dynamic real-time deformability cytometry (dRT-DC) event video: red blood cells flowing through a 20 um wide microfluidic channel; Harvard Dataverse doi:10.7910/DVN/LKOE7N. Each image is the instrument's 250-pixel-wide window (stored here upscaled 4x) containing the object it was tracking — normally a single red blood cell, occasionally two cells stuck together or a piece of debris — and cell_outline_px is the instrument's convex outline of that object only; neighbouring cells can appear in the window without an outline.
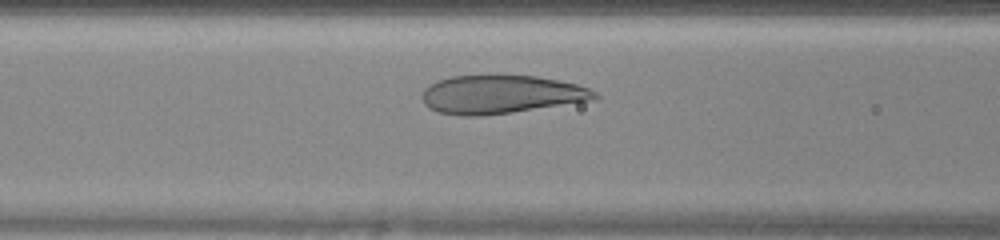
{"species": "human", "species_latin": "Homo sapiens", "temperature_condition": "warm", "stored_images_in_passage": 27, "camera_frame_rate_fps": 3000, "um_per_image_px": 0.085, "donor": {"sex": "female"}, "frame": {"image": 1, "passage_image": 7, "time_ms": 2.0, "image_size_px": [1000, 240], "cell_outline_px": [[600, 96], [596, 100], [512, 112], [480, 116], [464, 116], [436, 112], [428, 108], [424, 104], [420, 96], [424, 88], [440, 80], [452, 76], [536, 76], [576, 84], [588, 88], [596, 92]], "centroid_in_image_um": [42.57, 8.04], "position_along_channel_um": 124.0, "area_um2": 38.55}}
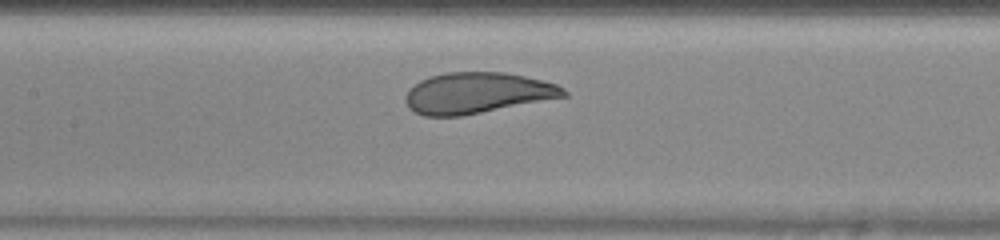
{"frame": {"image": 2, "passage_image": 10, "time_ms": 3.0, "image_size_px": [1000, 240], "cell_outline_px": [[568, 96], [460, 116], [424, 116], [408, 108], [404, 100], [404, 96], [420, 80], [432, 76], [448, 72], [504, 72], [524, 76], [556, 84], [564, 88], [568, 92]], "centroid_in_image_um": [40.56, 7.91], "position_along_channel_um": 166.8, "area_um2": 37.45}}
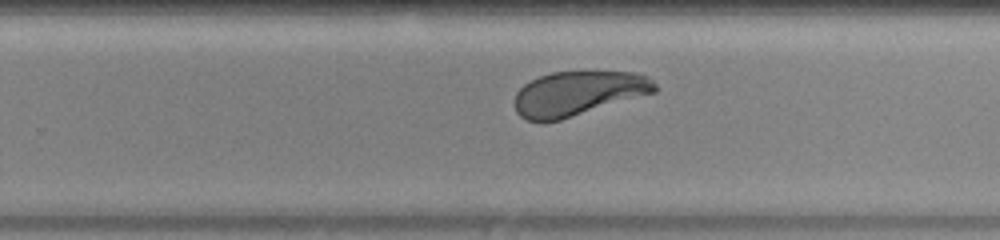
{"frame": {"image": 3, "passage_image": 18, "time_ms": 5.667, "image_size_px": [1000, 240], "cell_outline_px": [[656, 92], [560, 120], [544, 124], [540, 124], [528, 120], [520, 116], [516, 112], [516, 92], [524, 84], [540, 76], [552, 72], [636, 72], [652, 80], [656, 84]], "centroid_in_image_um": [49.11, 7.96], "position_along_channel_um": 280.7, "area_um2": 36.3}}